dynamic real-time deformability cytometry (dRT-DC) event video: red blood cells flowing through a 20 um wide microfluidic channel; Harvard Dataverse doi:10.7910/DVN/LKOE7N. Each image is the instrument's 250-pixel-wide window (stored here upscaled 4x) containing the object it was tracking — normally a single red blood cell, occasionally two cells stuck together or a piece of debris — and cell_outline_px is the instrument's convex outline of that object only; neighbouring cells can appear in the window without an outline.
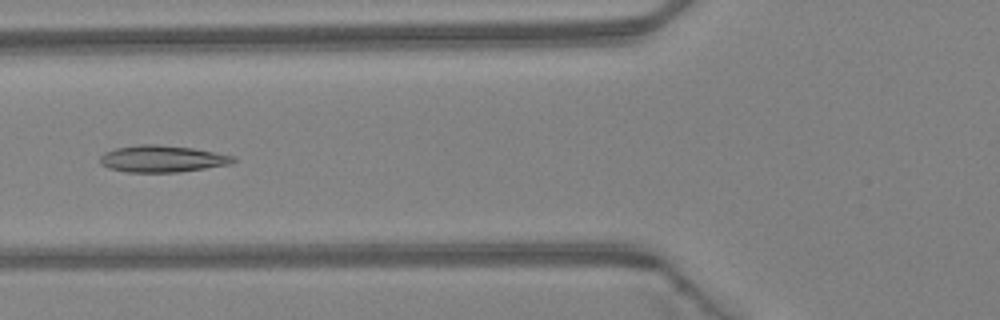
{"species": "Egyptian fruit bat (a non-hibernating species)", "species_latin": "Rousettus aegyptiacus", "temperature_condition": "warm", "stored_images_in_passage": 34, "camera_frame_rate_fps": 3000, "um_per_image_px": 0.085, "animal": {"sex": "female"}, "frame": {"image": 1, "passage_image": 5, "time_ms": 1.333, "image_size_px": [1000, 320], "cell_outline_px": [[236, 160], [232, 164], [180, 172], [124, 172], [108, 168], [100, 164], [100, 156], [104, 152], [116, 148], [140, 144], [156, 144], [192, 148], [236, 156]], "centroid_in_image_um": [13.78, 13.5], "position_along_channel_um": 112.0, "area_um2": 20.92}}
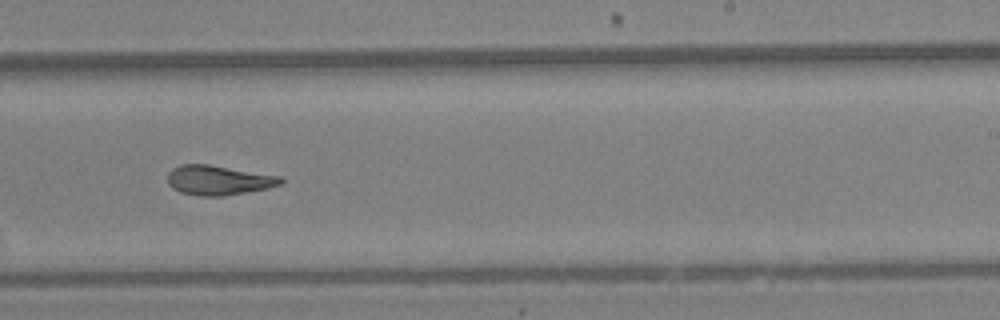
{"frame": {"image": 2, "passage_image": 16, "time_ms": 5.0, "image_size_px": [1000, 320], "cell_outline_px": [[284, 184], [268, 188], [224, 196], [200, 196], [180, 192], [172, 188], [168, 184], [168, 172], [172, 168], [180, 164], [208, 164], [284, 176]], "centroid_in_image_um": [18.61, 15.31], "position_along_channel_um": 270.4, "area_um2": 19.88}}
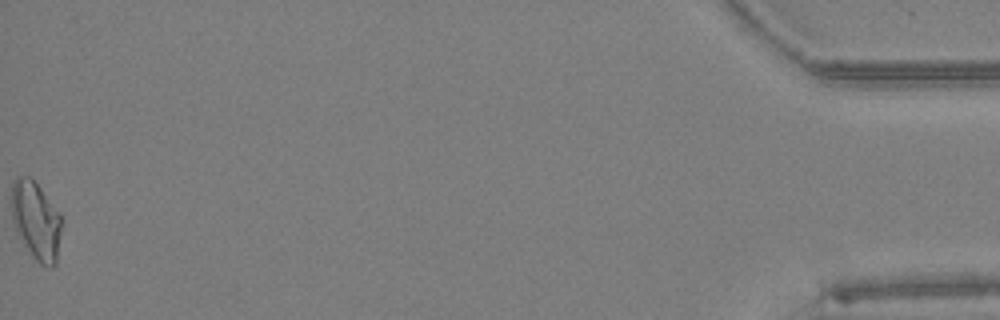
{"frame": {"image": 3, "passage_image": 34, "time_ms": 11.0, "image_size_px": [1000, 320], "cell_outline_px": [[60, 232], [56, 264], [52, 268], [48, 268], [40, 264], [32, 256], [24, 244], [12, 220], [12, 184], [16, 176], [28, 176], [40, 188], [60, 216]], "centroid_in_image_um": [3.04, 18.78], "position_along_channel_um": 432.2, "area_um2": 22.14}, "authors_computed_cell_mechanics": {"area_um2": 19.7387, "velocity_mm_per_s": 4.3464, "shape_relaxation_time_tau1_ms": null, "shape_relaxation_time_tau2_ms": 2.647, "deformation_change_tau1": null, "deformation_change_tau2": 0.1002}}